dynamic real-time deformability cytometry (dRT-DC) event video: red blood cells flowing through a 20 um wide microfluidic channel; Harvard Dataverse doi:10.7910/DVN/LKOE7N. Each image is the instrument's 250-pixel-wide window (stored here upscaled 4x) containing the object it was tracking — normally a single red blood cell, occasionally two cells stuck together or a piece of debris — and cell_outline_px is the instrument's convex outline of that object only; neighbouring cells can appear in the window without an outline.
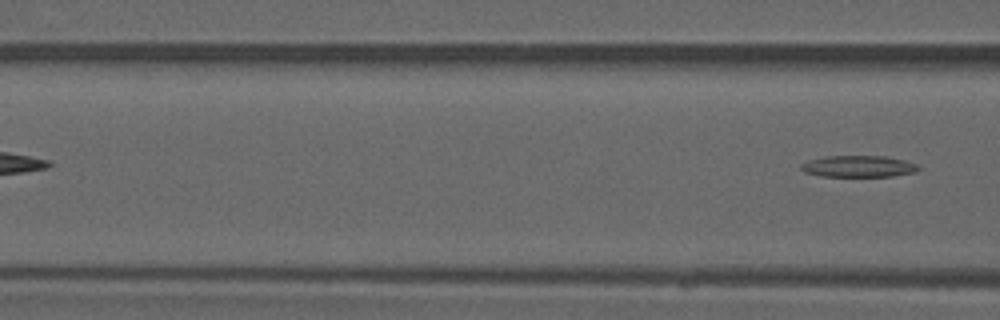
{"species": "common noctule bat (a hibernating species)", "species_latin": "Nyctalus noctula", "temperature_condition": "warm", "stored_images_in_passage": 6, "camera_frame_rate_fps": 3000, "um_per_image_px": 0.085, "animal": {"sex": "male", "forearm_length_mm": 52.5}, "frame": {"image": 1, "passage_image": 6, "time_ms": 7.0, "image_size_px": [1000, 320], "cell_outline_px": [[920, 168], [916, 172], [892, 176], [820, 176], [804, 172], [800, 168], [800, 164], [808, 160], [824, 156], [884, 156], [904, 160], [916, 164]], "centroid_in_image_um": [72.94, 14.14], "position_along_channel_um": 93.7, "area_um2": 14.74}}